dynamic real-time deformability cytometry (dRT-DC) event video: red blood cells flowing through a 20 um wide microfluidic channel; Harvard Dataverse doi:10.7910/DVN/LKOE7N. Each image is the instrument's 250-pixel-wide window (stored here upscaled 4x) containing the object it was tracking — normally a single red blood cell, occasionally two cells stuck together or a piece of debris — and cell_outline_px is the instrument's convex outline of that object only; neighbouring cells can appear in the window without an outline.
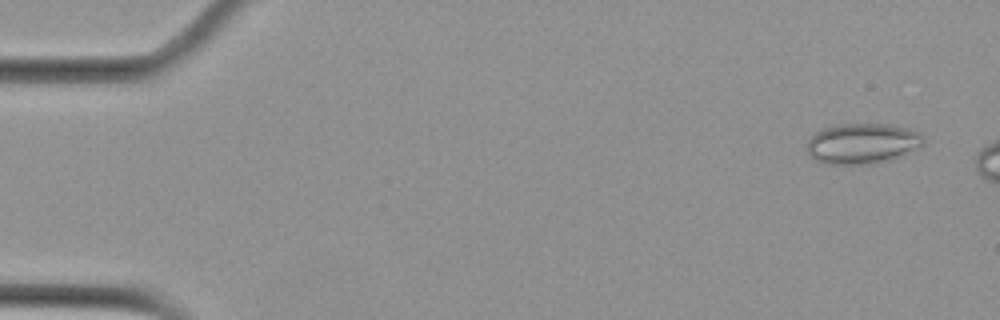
{"species": "Egyptian fruit bat (a non-hibernating species)", "species_latin": "Rousettus aegyptiacus", "temperature_condition": "cold", "stored_images_in_passage": 6, "camera_frame_rate_fps": 3000, "um_per_image_px": 0.085, "animal": {"sex": "female"}, "frame": {"image": 1, "passage_image": 1, "time_ms": 0.0, "image_size_px": [1000, 320], "cell_outline_px": [[924, 144], [888, 160], [872, 164], [824, 164], [816, 160], [808, 152], [808, 140], [816, 132], [824, 128], [840, 124], [888, 124], [908, 128], [920, 132], [924, 136]], "centroid_in_image_um": [73.3, 12.19], "position_along_channel_um": 11.7, "area_um2": 27.22}}
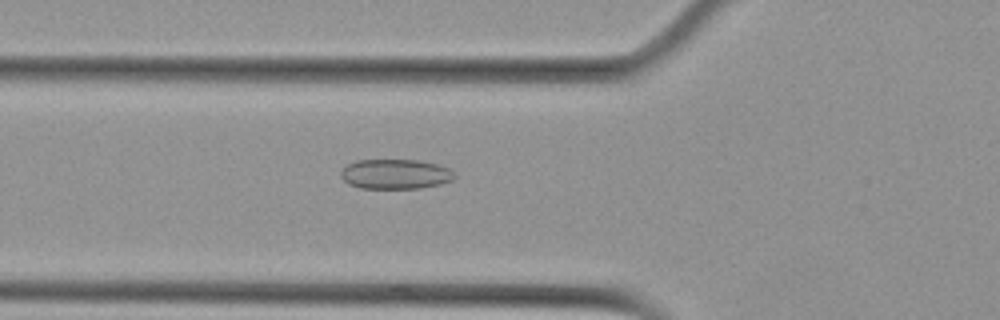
{"frame": {"image": 2, "passage_image": 6, "time_ms": 5.667, "image_size_px": [1000, 320], "cell_outline_px": [[456, 176], [452, 180], [440, 184], [420, 188], [360, 188], [348, 184], [340, 176], [340, 172], [348, 164], [356, 160], [416, 160], [436, 164], [448, 168]], "centroid_in_image_um": [33.58, 14.8], "position_along_channel_um": 92.2, "area_um2": 19.65}}